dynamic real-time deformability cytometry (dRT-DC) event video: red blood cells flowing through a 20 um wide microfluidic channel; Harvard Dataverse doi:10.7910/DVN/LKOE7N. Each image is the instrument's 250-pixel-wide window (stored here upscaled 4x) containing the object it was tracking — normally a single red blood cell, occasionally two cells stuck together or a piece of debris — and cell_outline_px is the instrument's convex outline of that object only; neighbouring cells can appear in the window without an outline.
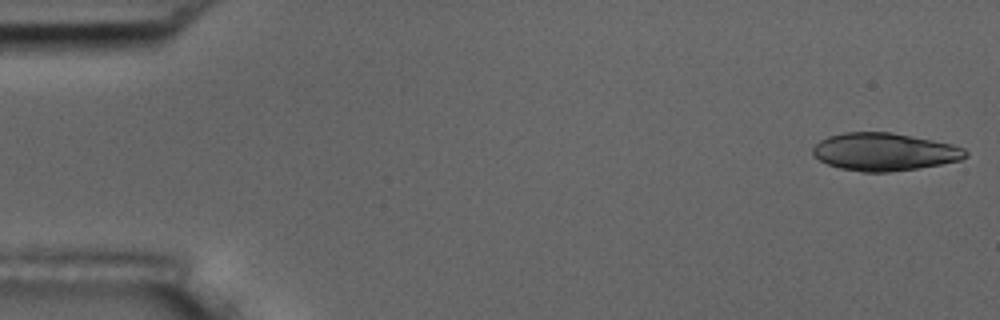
{"species": "common noctule bat (a hibernating species)", "species_latin": "Nyctalus noctula", "temperature_condition": "room temperature", "stored_images_in_passage": 5, "camera_frame_rate_fps": 3000, "um_per_image_px": 0.085, "animal": {"sex": "male", "body_mass_g": 17.5, "forearm_length_mm": 52.3}, "frame": {"image": 1, "passage_image": 1, "time_ms": 0.0, "image_size_px": [1000, 320], "cell_outline_px": [[968, 156], [960, 160], [940, 164], [916, 168], [888, 172], [860, 172], [840, 168], [828, 164], [820, 160], [812, 152], [812, 148], [820, 140], [828, 136], [844, 132], [888, 132], [952, 144], [964, 148], [968, 152]], "centroid_in_image_um": [75.16, 12.91], "position_along_channel_um": 9.8, "area_um2": 33.29}}